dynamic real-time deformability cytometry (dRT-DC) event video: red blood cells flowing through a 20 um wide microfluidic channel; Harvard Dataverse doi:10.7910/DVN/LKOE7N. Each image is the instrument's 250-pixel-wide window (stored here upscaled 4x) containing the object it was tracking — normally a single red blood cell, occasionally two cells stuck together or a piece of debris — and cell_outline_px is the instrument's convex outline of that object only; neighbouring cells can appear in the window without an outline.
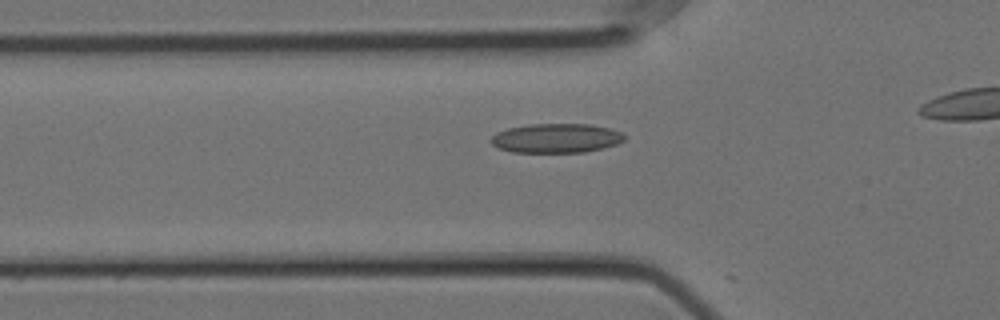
{"species": "Egyptian fruit bat (a non-hibernating species)", "species_latin": "Rousettus aegyptiacus", "temperature_condition": "cold", "stored_images_in_passage": 31, "camera_frame_rate_fps": 3000, "um_per_image_px": 0.085, "animal": {"sex": "female"}, "frame": {"image": 1, "passage_image": 4, "time_ms": 1.0, "image_size_px": [1000, 320], "cell_outline_px": [[624, 140], [616, 144], [584, 152], [512, 152], [496, 148], [488, 140], [496, 132], [508, 128], [528, 124], [592, 124], [608, 128], [620, 132], [624, 136]], "centroid_in_image_um": [47.2, 11.74], "position_along_channel_um": 78.6, "area_um2": 22.77}}
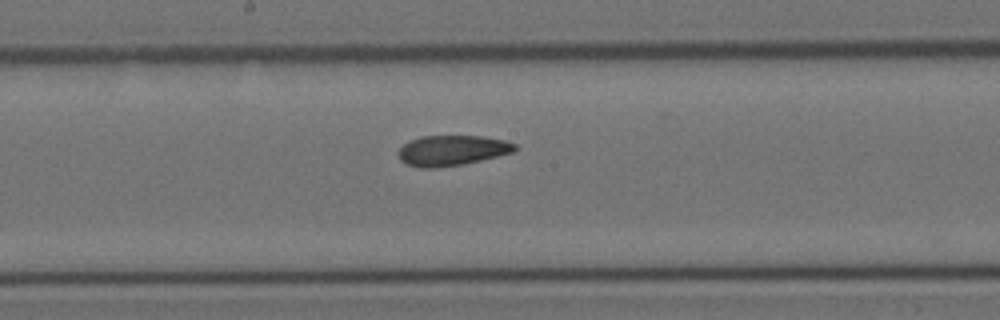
{"frame": {"image": 2, "passage_image": 15, "time_ms": 4.667, "image_size_px": [1000, 320], "cell_outline_px": [[516, 148], [512, 152], [464, 164], [436, 168], [420, 168], [408, 164], [400, 160], [396, 152], [404, 144], [420, 136], [480, 136], [504, 140], [516, 144]], "centroid_in_image_um": [38.37, 12.79], "position_along_channel_um": 209.8, "area_um2": 20.46}}
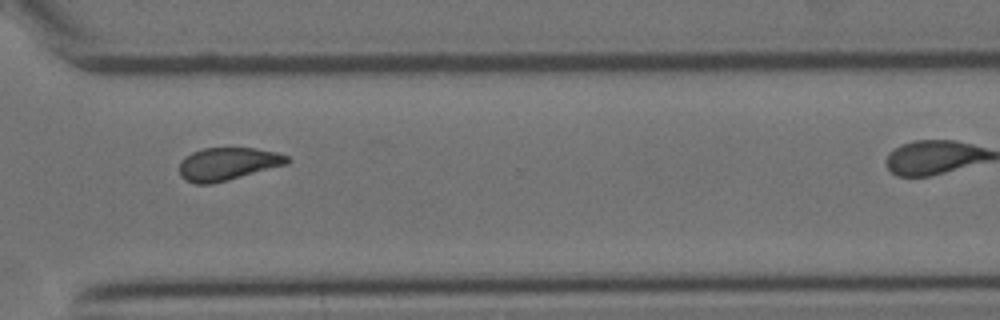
{"frame": {"image": 3, "passage_image": 27, "time_ms": 8.667, "image_size_px": [1000, 320], "cell_outline_px": [[292, 160], [288, 164], [228, 180], [212, 184], [196, 184], [184, 180], [180, 176], [180, 160], [184, 156], [192, 152], [204, 148], [256, 148], [276, 152], [288, 156]], "centroid_in_image_um": [19.35, 13.93], "position_along_channel_um": 351.2, "area_um2": 20.81}}